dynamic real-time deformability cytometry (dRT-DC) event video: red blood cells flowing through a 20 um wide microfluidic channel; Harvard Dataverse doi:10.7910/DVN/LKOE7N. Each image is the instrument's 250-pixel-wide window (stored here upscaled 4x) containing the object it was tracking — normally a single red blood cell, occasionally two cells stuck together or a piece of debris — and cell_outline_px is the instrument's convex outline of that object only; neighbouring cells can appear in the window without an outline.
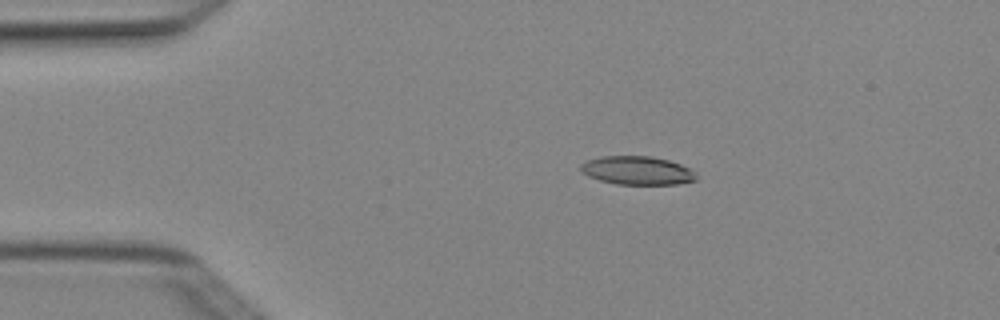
{"species": "Egyptian fruit bat (a non-hibernating species)", "species_latin": "Rousettus aegyptiacus", "temperature_condition": "cold", "stored_images_in_passage": 3, "camera_frame_rate_fps": 3000, "um_per_image_px": 0.085, "animal": {"sex": "female"}, "frame": {"image": 1, "passage_image": 1, "time_ms": 0.0, "image_size_px": [1000, 320], "cell_outline_px": [[696, 180], [676, 184], [616, 184], [600, 180], [588, 176], [580, 168], [580, 164], [588, 160], [600, 156], [648, 156], [668, 160], [692, 168], [696, 172]], "centroid_in_image_um": [54.19, 14.49], "position_along_channel_um": 30.8, "area_um2": 19.13}}
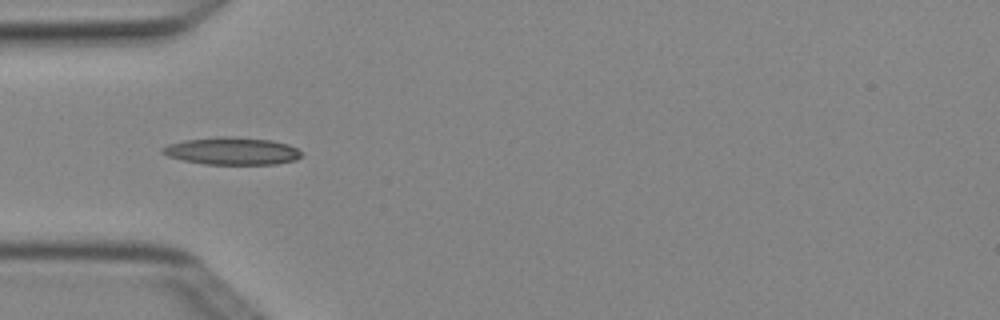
{"frame": {"image": 2, "passage_image": 2, "time_ms": 0.333, "image_size_px": [1000, 320], "cell_outline_px": [[300, 156], [296, 160], [276, 164], [204, 164], [184, 160], [168, 156], [160, 152], [160, 148], [168, 144], [184, 140], [216, 136], [228, 136], [272, 140], [288, 144], [296, 148], [300, 152]], "centroid_in_image_um": [19.68, 12.83], "position_along_channel_um": 65.3, "area_um2": 22.25}}
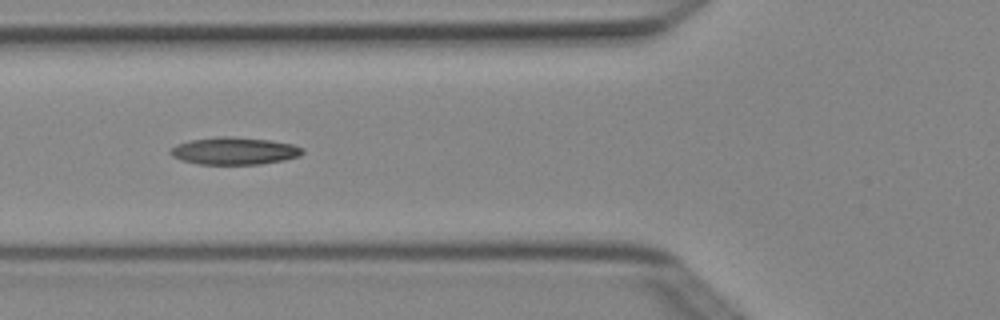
{"frame": {"image": 3, "passage_image": 3, "time_ms": 0.667, "image_size_px": [1000, 320], "cell_outline_px": [[304, 152], [300, 156], [284, 160], [260, 164], [196, 164], [180, 160], [172, 156], [168, 152], [176, 144], [188, 140], [216, 136], [232, 136], [272, 140], [292, 144], [304, 148]], "centroid_in_image_um": [19.9, 12.82], "position_along_channel_um": 105.9, "area_um2": 21.39}}